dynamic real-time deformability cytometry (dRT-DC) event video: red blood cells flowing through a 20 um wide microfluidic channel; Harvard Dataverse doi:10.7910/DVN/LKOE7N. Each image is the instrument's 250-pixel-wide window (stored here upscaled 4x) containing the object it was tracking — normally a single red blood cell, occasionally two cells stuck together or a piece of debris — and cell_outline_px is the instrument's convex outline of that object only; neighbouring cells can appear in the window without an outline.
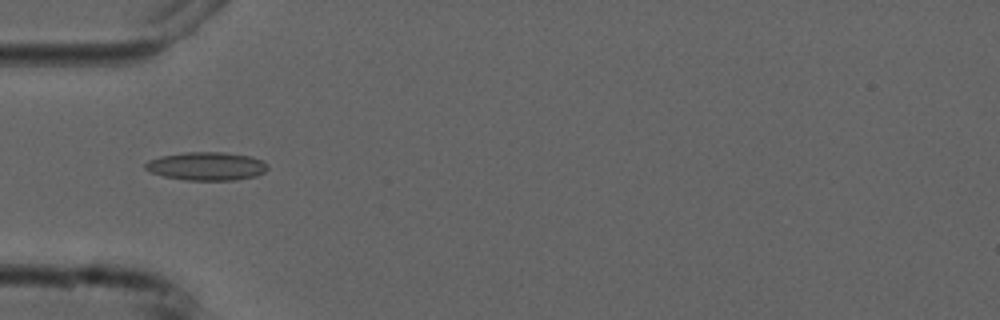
{"species": "common noctule bat (a hibernating species)", "species_latin": "Nyctalus noctula", "temperature_condition": "cold", "stored_images_in_passage": 6, "camera_frame_rate_fps": 3000, "um_per_image_px": 0.085, "animal": {"sex": "male", "forearm_length_mm": 52.5}, "frame": {"image": 1, "passage_image": 4, "time_ms": 3.667, "image_size_px": [1000, 320], "cell_outline_px": [[268, 168], [264, 172], [256, 176], [236, 180], [188, 180], [164, 176], [152, 172], [144, 168], [144, 164], [148, 160], [160, 156], [184, 152], [224, 152], [252, 156], [268, 164]], "centroid_in_image_um": [17.57, 14.12], "position_along_channel_um": 67.4, "area_um2": 20.23}}
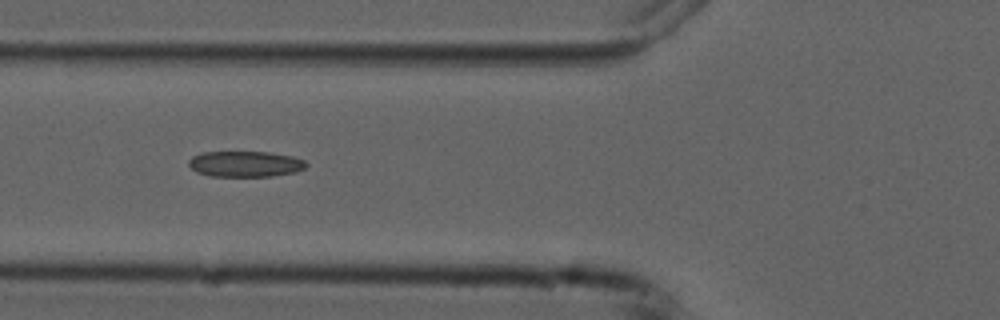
{"frame": {"image": 2, "passage_image": 5, "time_ms": 4.667, "image_size_px": [1000, 320], "cell_outline_px": [[308, 164], [304, 168], [296, 172], [272, 176], [208, 176], [196, 172], [188, 164], [188, 160], [192, 156], [204, 152], [268, 152], [292, 156], [304, 160]], "centroid_in_image_um": [20.84, 13.94], "position_along_channel_um": 105.0, "area_um2": 17.69}}
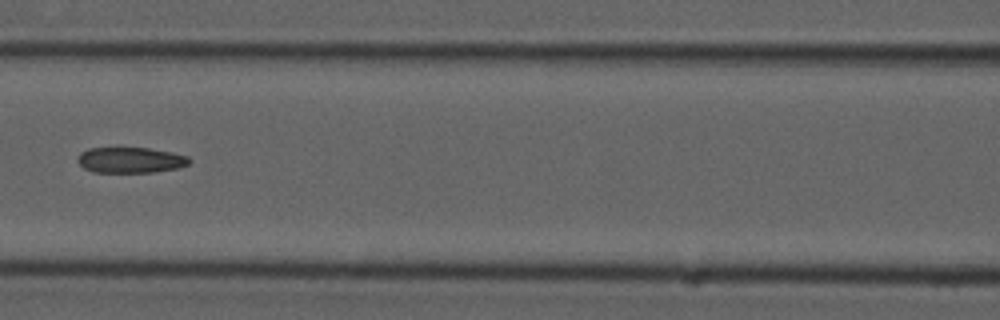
{"frame": {"image": 3, "passage_image": 6, "time_ms": 6.0, "image_size_px": [1000, 320], "cell_outline_px": [[192, 160], [188, 164], [176, 168], [152, 172], [92, 172], [84, 168], [76, 160], [80, 152], [88, 148], [148, 148], [172, 152], [188, 156]], "centroid_in_image_um": [11.07, 13.6], "position_along_channel_um": 155.5, "area_um2": 16.7}}